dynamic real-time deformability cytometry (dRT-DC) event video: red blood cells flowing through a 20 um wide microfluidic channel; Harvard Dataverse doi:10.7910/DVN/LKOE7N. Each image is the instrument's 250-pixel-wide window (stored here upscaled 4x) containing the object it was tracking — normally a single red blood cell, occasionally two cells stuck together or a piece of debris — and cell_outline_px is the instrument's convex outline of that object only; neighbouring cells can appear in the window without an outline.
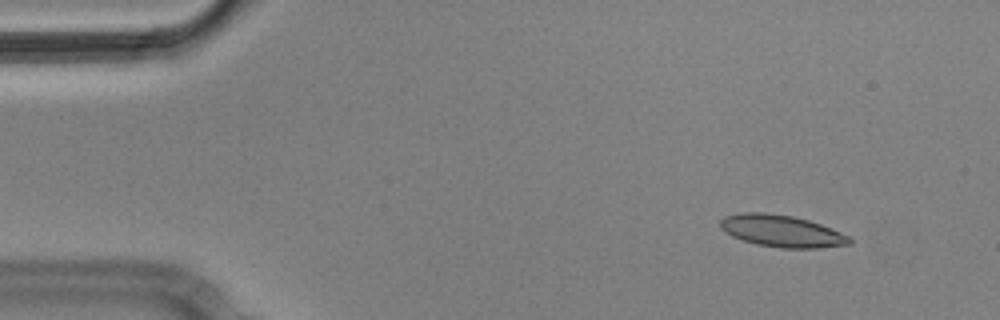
{"species": "Egyptian fruit bat (a non-hibernating species)", "species_latin": "Rousettus aegyptiacus", "temperature_condition": "cold", "stored_images_in_passage": 5, "camera_frame_rate_fps": 3000, "um_per_image_px": 0.085, "animal": {"sex": "male"}, "frame": {"image": 1, "passage_image": 2, "time_ms": 0.333, "image_size_px": [1000, 320], "cell_outline_px": [[852, 244], [816, 248], [780, 248], [756, 244], [732, 236], [720, 228], [720, 220], [724, 216], [744, 212], [764, 212], [792, 216], [808, 220], [820, 224], [852, 236]], "centroid_in_image_um": [66.47, 19.64], "position_along_channel_um": 18.5, "area_um2": 24.1}}